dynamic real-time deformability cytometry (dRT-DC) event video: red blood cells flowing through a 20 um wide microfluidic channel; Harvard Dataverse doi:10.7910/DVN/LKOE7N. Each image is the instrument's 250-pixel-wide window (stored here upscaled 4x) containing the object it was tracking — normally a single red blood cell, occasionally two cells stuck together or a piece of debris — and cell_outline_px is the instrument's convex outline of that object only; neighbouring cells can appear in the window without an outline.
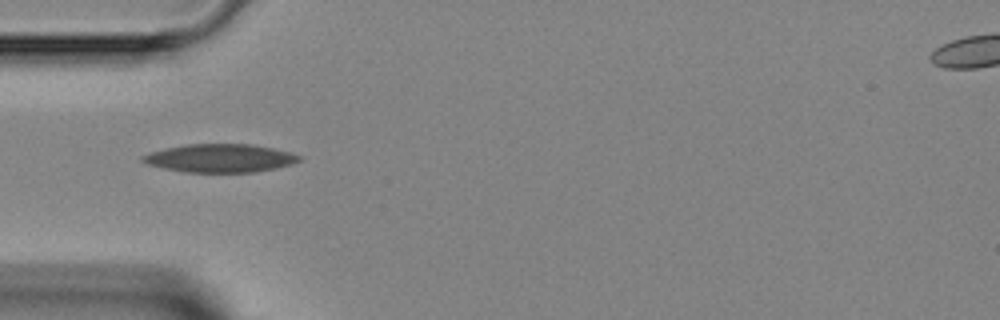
{"species": "Egyptian fruit bat (a non-hibernating species)", "species_latin": "Rousettus aegyptiacus", "temperature_condition": "room temperature", "stored_images_in_passage": 3, "camera_frame_rate_fps": 3000, "um_per_image_px": 0.085, "animal": {"sex": "female"}, "frame": {"image": 1, "passage_image": 3, "time_ms": 2.333, "image_size_px": [1000, 320], "cell_outline_px": [[304, 156], [300, 160], [292, 164], [276, 168], [256, 172], [184, 172], [164, 168], [148, 164], [140, 160], [140, 156], [148, 152], [164, 148], [184, 144], [252, 144], [272, 148]], "centroid_in_image_um": [18.68, 13.44], "position_along_channel_um": 66.3, "area_um2": 25.95}}